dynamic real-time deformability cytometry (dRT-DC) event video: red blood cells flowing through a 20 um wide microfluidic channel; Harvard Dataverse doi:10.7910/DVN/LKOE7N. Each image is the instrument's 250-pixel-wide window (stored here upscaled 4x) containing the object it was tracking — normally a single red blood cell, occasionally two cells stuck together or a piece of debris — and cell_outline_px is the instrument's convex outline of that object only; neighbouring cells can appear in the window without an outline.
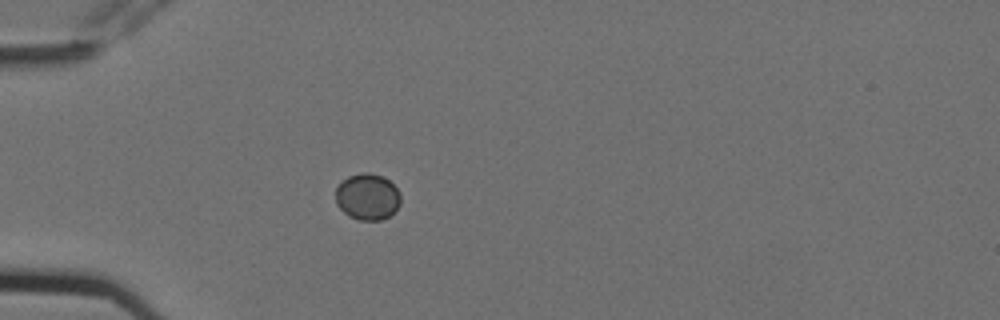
{"species": "Egyptian fruit bat (a non-hibernating species)", "species_latin": "Rousettus aegyptiacus", "temperature_condition": "cold", "stored_images_in_passage": 4, "camera_frame_rate_fps": 3000, "um_per_image_px": 0.085, "animal": {"sex": "female"}, "frame": {"image": 1, "passage_image": 3, "time_ms": 0.667, "image_size_px": [1000, 320], "cell_outline_px": [[400, 204], [388, 216], [380, 220], [360, 220], [348, 216], [336, 204], [336, 188], [348, 176], [364, 172], [368, 172], [380, 176], [388, 180], [400, 192]], "centroid_in_image_um": [31.22, 16.73], "position_along_channel_um": 53.8, "area_um2": 17.34}}